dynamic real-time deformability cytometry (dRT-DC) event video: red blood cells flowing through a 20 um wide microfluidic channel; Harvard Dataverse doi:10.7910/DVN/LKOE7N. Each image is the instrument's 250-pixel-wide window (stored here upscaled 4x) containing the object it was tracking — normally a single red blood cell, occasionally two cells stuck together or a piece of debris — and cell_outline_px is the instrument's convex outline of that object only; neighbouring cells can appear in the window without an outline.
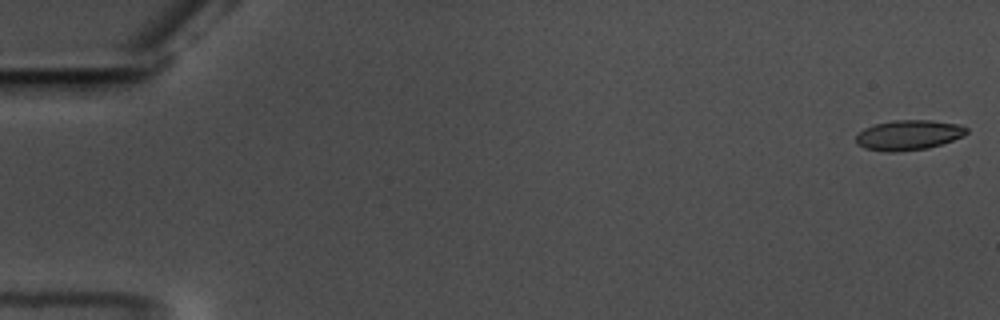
{"species": "common noctule bat (a hibernating species)", "species_latin": "Nyctalus noctula", "temperature_condition": "warm", "stored_images_in_passage": 8, "camera_frame_rate_fps": 3000, "um_per_image_px": 0.085, "animal": {"sex": "male", "body_mass_g": 17.5, "forearm_length_mm": 52.3}, "frame": {"image": 1, "passage_image": 1, "time_ms": 0.0, "image_size_px": [1000, 320], "cell_outline_px": [[968, 132], [964, 136], [928, 148], [896, 152], [884, 152], [864, 148], [856, 144], [856, 136], [864, 128], [876, 124], [892, 120], [932, 120], [960, 124], [968, 128]], "centroid_in_image_um": [77.23, 11.48], "position_along_channel_um": 7.8, "area_um2": 19.48}}